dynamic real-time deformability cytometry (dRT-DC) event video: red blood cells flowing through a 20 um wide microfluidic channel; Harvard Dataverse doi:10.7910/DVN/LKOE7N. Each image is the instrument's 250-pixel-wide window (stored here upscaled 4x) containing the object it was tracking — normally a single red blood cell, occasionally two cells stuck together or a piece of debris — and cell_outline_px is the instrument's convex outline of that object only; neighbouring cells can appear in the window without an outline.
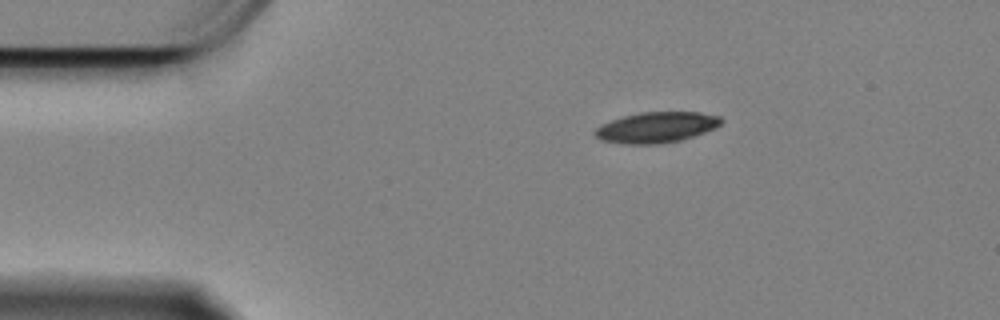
{"species": "Egyptian fruit bat (a non-hibernating species)", "species_latin": "Rousettus aegyptiacus", "temperature_condition": "cold", "stored_images_in_passage": 29, "camera_frame_rate_fps": 3000, "um_per_image_px": 0.085, "animal": {"sex": "female"}, "frame": {"image": 1, "passage_image": 1, "time_ms": 0.0, "image_size_px": [1000, 320], "cell_outline_px": [[724, 120], [716, 128], [680, 140], [660, 144], [624, 144], [600, 140], [592, 132], [600, 124], [624, 116], [640, 112], [700, 112], [720, 116]], "centroid_in_image_um": [55.78, 10.82], "position_along_channel_um": 29.2, "area_um2": 22.66}}
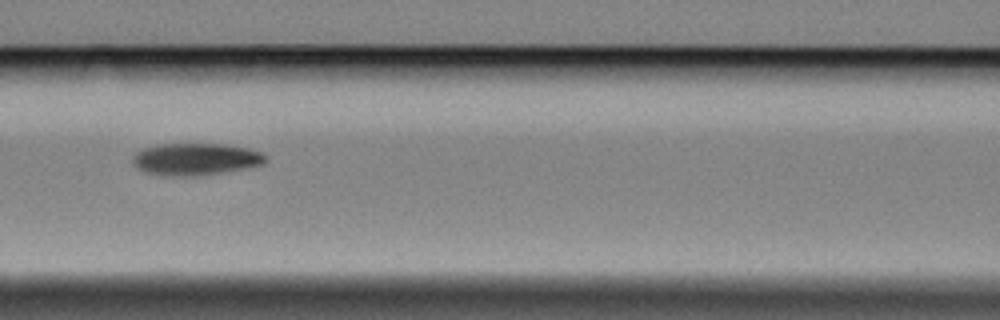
{"frame": {"image": 2, "passage_image": 16, "time_ms": 5.0, "image_size_px": [1000, 320], "cell_outline_px": [[268, 160], [264, 164], [224, 172], [196, 176], [172, 176], [144, 172], [132, 160], [132, 156], [136, 152], [144, 148], [160, 144], [224, 144], [248, 148], [260, 152], [268, 156]], "centroid_in_image_um": [16.67, 13.52], "position_along_channel_um": 149.9, "area_um2": 24.74}}
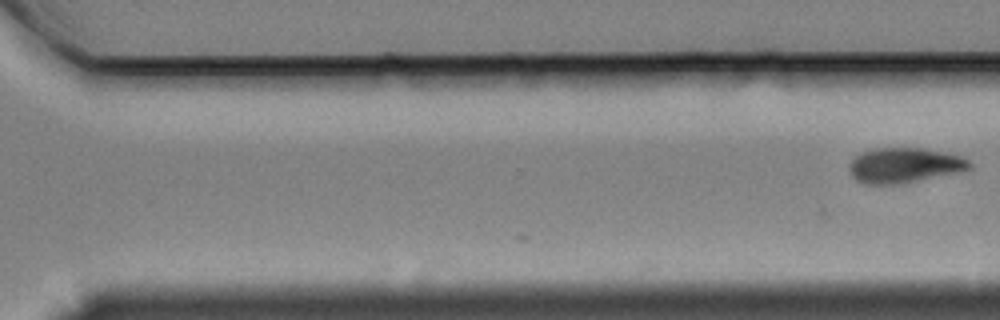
{"frame": {"image": 3, "passage_image": 29, "time_ms": 9.333, "image_size_px": [1000, 320], "cell_outline_px": [[972, 168], [956, 172], [904, 184], [864, 184], [856, 180], [848, 172], [848, 164], [860, 152], [876, 148], [920, 148], [960, 156], [968, 160], [972, 164]], "centroid_in_image_um": [76.8, 14.06], "position_along_channel_um": 293.8, "area_um2": 24.57}}